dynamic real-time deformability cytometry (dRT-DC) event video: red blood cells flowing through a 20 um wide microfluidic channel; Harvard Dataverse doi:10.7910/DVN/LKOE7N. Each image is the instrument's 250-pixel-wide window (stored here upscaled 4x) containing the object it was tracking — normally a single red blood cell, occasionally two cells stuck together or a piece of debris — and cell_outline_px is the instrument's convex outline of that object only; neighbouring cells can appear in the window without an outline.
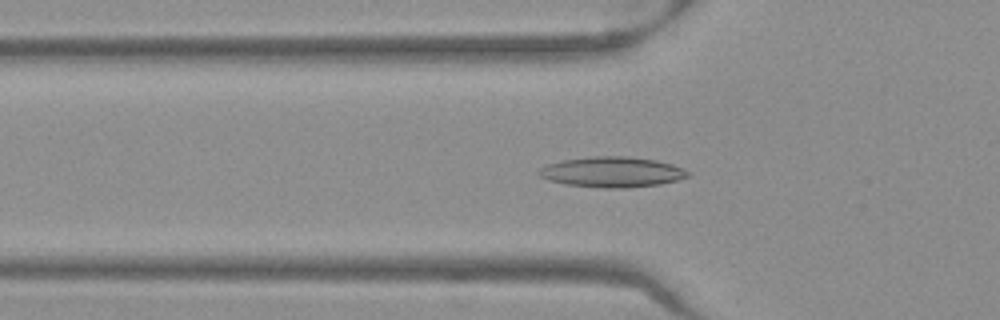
{"species": "Egyptian fruit bat (a non-hibernating species)", "species_latin": "Rousettus aegyptiacus", "temperature_condition": "warm", "stored_images_in_passage": 44, "camera_frame_rate_fps": 3000, "um_per_image_px": 0.085, "frame": {"image": 1, "passage_image": 10, "time_ms": 3.0, "image_size_px": [1000, 320], "cell_outline_px": [[688, 176], [676, 180], [660, 184], [624, 188], [604, 188], [564, 184], [548, 180], [540, 176], [536, 172], [540, 168], [548, 164], [564, 160], [592, 156], [628, 156], [656, 160], [672, 164], [684, 168], [688, 172]], "centroid_in_image_um": [52.01, 14.62], "position_along_channel_um": 73.8, "area_um2": 26.36}}
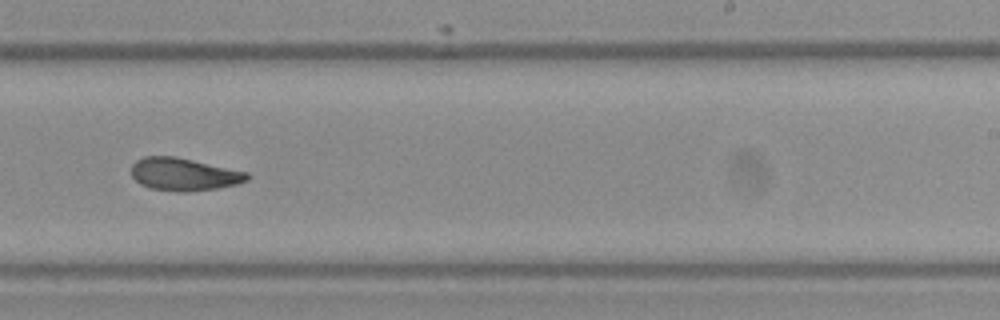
{"frame": {"image": 2, "passage_image": 25, "time_ms": 8.0, "image_size_px": [1000, 320], "cell_outline_px": [[248, 180], [236, 184], [216, 188], [184, 192], [176, 192], [148, 188], [140, 184], [132, 176], [132, 164], [136, 160], [144, 156], [176, 156], [248, 172]], "centroid_in_image_um": [15.6, 14.81], "position_along_channel_um": 273.4, "area_um2": 22.08}}
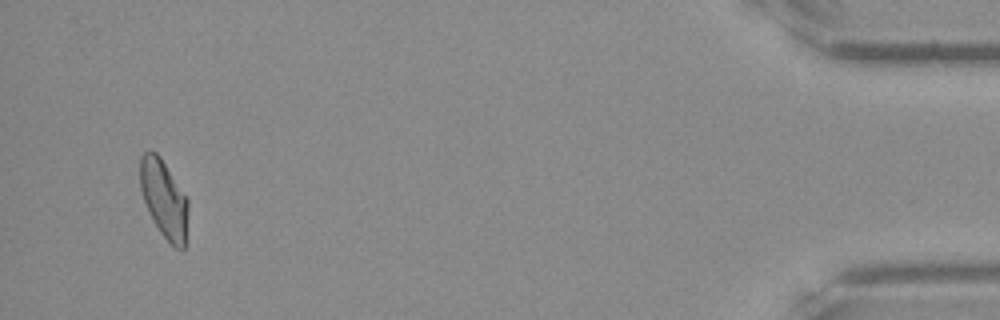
{"frame": {"image": 3, "passage_image": 42, "time_ms": 13.667, "image_size_px": [1000, 320], "cell_outline_px": [[188, 208], [184, 248], [180, 252], [160, 232], [144, 200], [140, 188], [140, 156], [144, 152], [156, 152], [160, 156], [188, 200]], "centroid_in_image_um": [13.94, 16.89], "position_along_channel_um": 421.3, "area_um2": 21.27}, "authors_computed_cell_mechanics": {"area_um2": 22.3975, "velocity_mm_per_s": 3.9712, "shape_relaxation_time_tau1_ms": null, "shape_relaxation_time_tau2_ms": 3.3781, "deformation_change_tau1": null, "deformation_change_tau2": 0.1042}}